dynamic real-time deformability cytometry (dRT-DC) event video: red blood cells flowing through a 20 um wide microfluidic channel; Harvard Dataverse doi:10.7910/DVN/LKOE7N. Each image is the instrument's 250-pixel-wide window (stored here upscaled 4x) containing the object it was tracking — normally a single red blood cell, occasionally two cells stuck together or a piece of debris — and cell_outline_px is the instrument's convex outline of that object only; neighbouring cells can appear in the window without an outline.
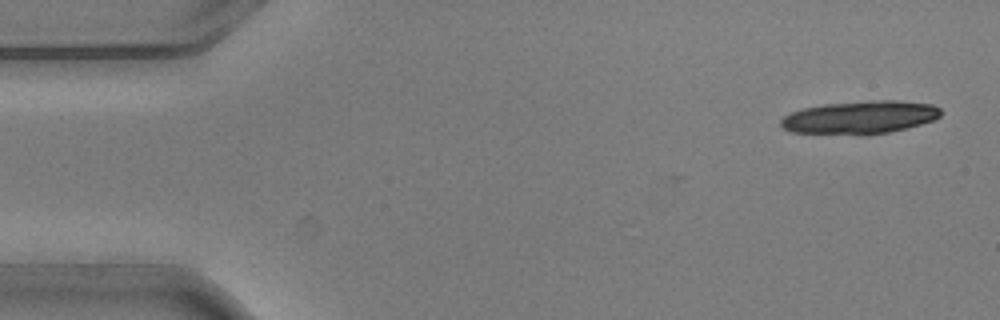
{"species": "common noctule bat (a hibernating species)", "species_latin": "Nyctalus noctula", "temperature_condition": "warm", "stored_images_in_passage": 6, "camera_frame_rate_fps": 3000, "um_per_image_px": 0.085, "animal": {"sex": "male", "body_mass_g": 20.5, "forearm_length_mm": 52.5}, "frame": {"image": 1, "passage_image": 1, "time_ms": 0.0, "image_size_px": [1000, 320], "cell_outline_px": [[940, 116], [932, 120], [920, 124], [888, 132], [868, 136], [860, 136], [792, 132], [784, 128], [780, 124], [780, 120], [784, 116], [792, 112], [804, 108], [824, 104], [868, 100], [896, 100], [932, 104], [940, 108]], "centroid_in_image_um": [73.07, 9.99], "position_along_channel_um": 11.9, "area_um2": 31.04}}
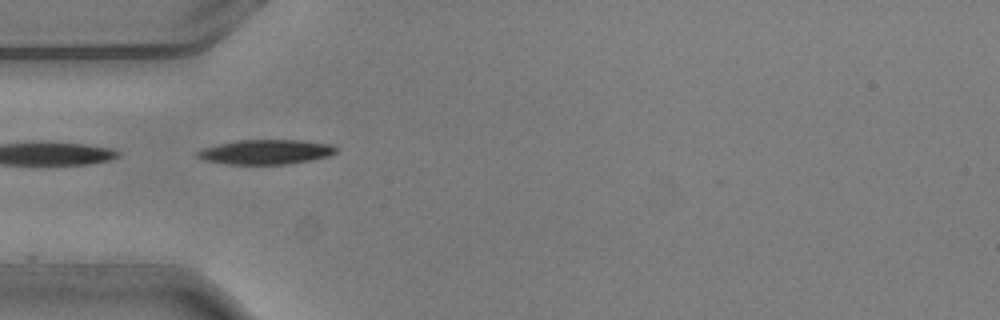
{"frame": {"image": 2, "passage_image": 5, "time_ms": 1.333, "image_size_px": [1000, 320], "cell_outline_px": [[336, 152], [328, 156], [312, 160], [288, 164], [228, 164], [204, 160], [196, 156], [196, 152], [204, 148], [216, 144], [240, 140], [300, 140], [332, 144], [336, 148]], "centroid_in_image_um": [22.6, 12.91], "position_along_channel_um": 62.4, "area_um2": 19.88}}